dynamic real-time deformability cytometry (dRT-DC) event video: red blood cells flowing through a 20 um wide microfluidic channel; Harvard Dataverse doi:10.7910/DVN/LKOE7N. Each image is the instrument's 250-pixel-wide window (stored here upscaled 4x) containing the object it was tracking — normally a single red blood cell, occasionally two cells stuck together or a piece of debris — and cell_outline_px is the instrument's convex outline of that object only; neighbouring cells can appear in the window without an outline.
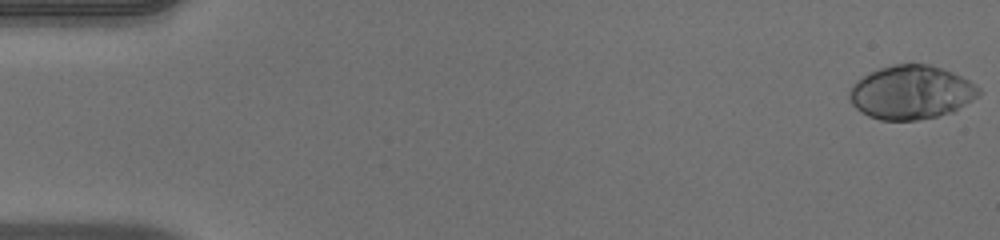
{"species": "human", "species_latin": "Homo sapiens", "temperature_condition": "warm", "stored_images_in_passage": 52, "camera_frame_rate_fps": 3000, "um_per_image_px": 0.085, "donor": {"sex": "male"}, "frame": {"image": 1, "passage_image": 1, "time_ms": 0.0, "image_size_px": [1000, 240], "cell_outline_px": [[980, 92], [972, 100], [952, 112], [936, 116], [916, 120], [880, 120], [868, 116], [860, 112], [852, 104], [848, 96], [848, 88], [856, 80], [868, 72], [880, 68], [896, 64], [928, 64], [952, 72], [976, 84], [980, 88]], "centroid_in_image_um": [77.39, 7.85], "position_along_channel_um": 7.6, "area_um2": 40.52}}
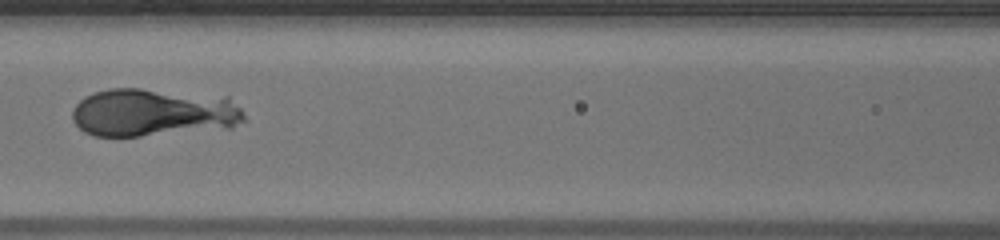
{"frame": {"image": 2, "passage_image": 24, "time_ms": 7.667, "image_size_px": [1000, 240], "cell_outline_px": [[248, 120], [232, 128], [140, 136], [96, 136], [84, 132], [72, 120], [72, 108], [84, 96], [108, 88], [140, 88], [228, 96], [240, 108]], "centroid_in_image_um": [13.07, 9.56], "position_along_channel_um": 153.5, "area_um2": 48.78}}
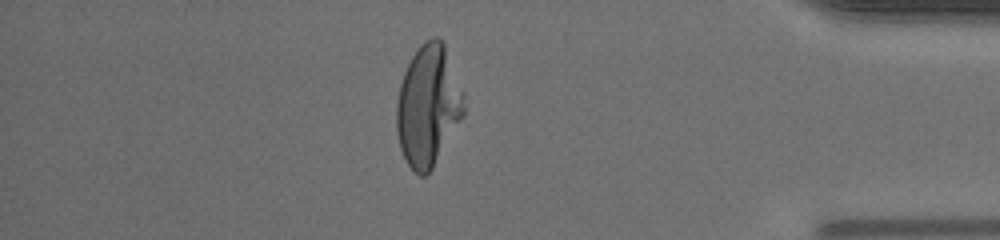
{"frame": {"image": 3, "passage_image": 45, "time_ms": 14.667, "image_size_px": [1000, 240], "cell_outline_px": [[464, 116], [432, 168], [424, 176], [420, 176], [408, 164], [400, 148], [396, 132], [396, 104], [400, 84], [404, 72], [412, 56], [420, 44], [424, 40], [432, 36], [436, 36], [444, 44], [464, 92]], "centroid_in_image_um": [36.39, 8.97], "position_along_channel_um": 398.8, "area_um2": 47.51}}